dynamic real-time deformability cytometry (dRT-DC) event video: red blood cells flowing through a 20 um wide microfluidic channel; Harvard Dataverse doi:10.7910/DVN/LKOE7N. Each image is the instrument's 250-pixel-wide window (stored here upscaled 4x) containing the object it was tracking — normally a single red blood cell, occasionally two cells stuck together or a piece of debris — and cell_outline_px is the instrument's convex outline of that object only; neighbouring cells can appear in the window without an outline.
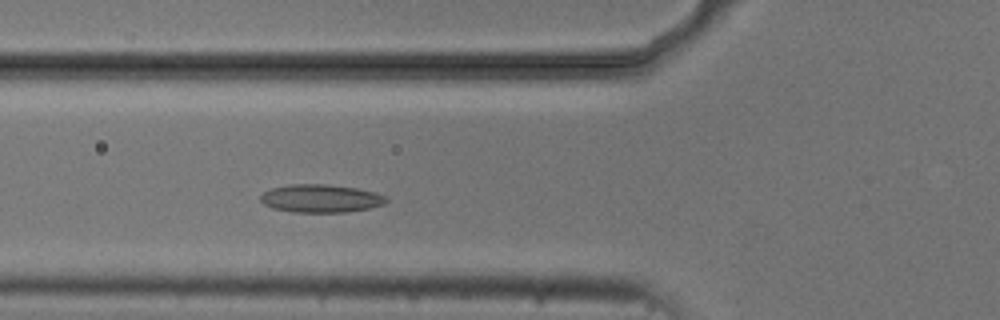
{"species": "common noctule bat (a hibernating species)", "species_latin": "Nyctalus noctula", "temperature_condition": "cold", "stored_images_in_passage": 4, "camera_frame_rate_fps": 3000, "um_per_image_px": 0.085, "animal": {"sex": "male", "body_mass_g": 20.5, "forearm_length_mm": 52.5}, "frame": {"image": 1, "passage_image": 4, "time_ms": 4.333, "image_size_px": [1000, 320], "cell_outline_px": [[388, 200], [384, 204], [368, 208], [348, 212], [292, 212], [272, 208], [264, 204], [260, 200], [260, 196], [264, 192], [272, 188], [288, 184], [328, 184], [356, 188], [376, 192], [388, 196]], "centroid_in_image_um": [27.28, 16.86], "position_along_channel_um": 98.5, "area_um2": 20.69}}